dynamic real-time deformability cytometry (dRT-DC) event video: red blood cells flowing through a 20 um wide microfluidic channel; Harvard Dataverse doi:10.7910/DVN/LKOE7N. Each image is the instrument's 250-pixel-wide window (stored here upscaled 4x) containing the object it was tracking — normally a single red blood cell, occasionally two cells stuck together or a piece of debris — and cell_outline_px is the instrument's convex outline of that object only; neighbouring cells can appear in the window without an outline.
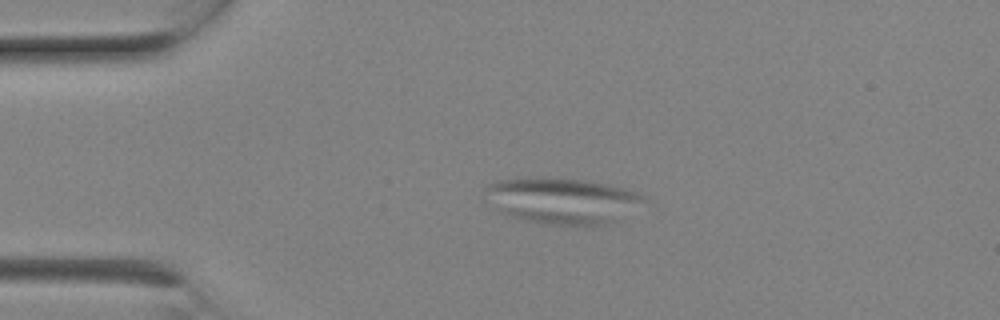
{"species": "Egyptian fruit bat (a non-hibernating species)", "species_latin": "Rousettus aegyptiacus", "temperature_condition": "room temperature", "stored_images_in_passage": 7, "camera_frame_rate_fps": 3000, "um_per_image_px": 0.085, "animal": {"sex": "female"}, "frame": {"image": 1, "passage_image": 4, "time_ms": 1.0, "image_size_px": [1000, 320], "cell_outline_px": [[644, 200], [612, 220], [600, 224], [548, 224], [528, 220], [512, 216], [500, 212], [484, 200], [484, 188], [488, 184], [500, 180], [544, 176], [548, 176], [584, 180], [604, 184], [636, 192], [644, 196]], "centroid_in_image_um": [47.6, 17.01], "position_along_channel_um": 37.4, "area_um2": 41.5}}
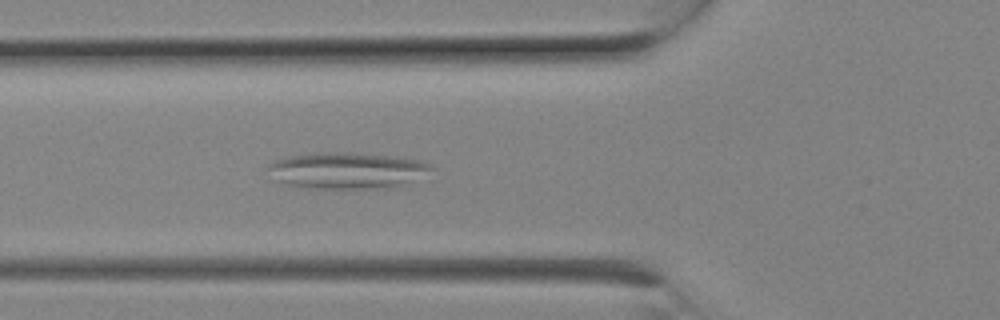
{"frame": {"image": 2, "passage_image": 7, "time_ms": 2.0, "image_size_px": [1000, 320], "cell_outline_px": [[436, 168], [400, 184], [376, 188], [308, 188], [284, 184], [268, 180], [264, 168], [268, 164], [284, 156], [324, 152], [332, 152], [396, 156], [416, 160], [428, 164]], "centroid_in_image_um": [29.26, 14.49], "position_along_channel_um": 96.5, "area_um2": 34.45}}